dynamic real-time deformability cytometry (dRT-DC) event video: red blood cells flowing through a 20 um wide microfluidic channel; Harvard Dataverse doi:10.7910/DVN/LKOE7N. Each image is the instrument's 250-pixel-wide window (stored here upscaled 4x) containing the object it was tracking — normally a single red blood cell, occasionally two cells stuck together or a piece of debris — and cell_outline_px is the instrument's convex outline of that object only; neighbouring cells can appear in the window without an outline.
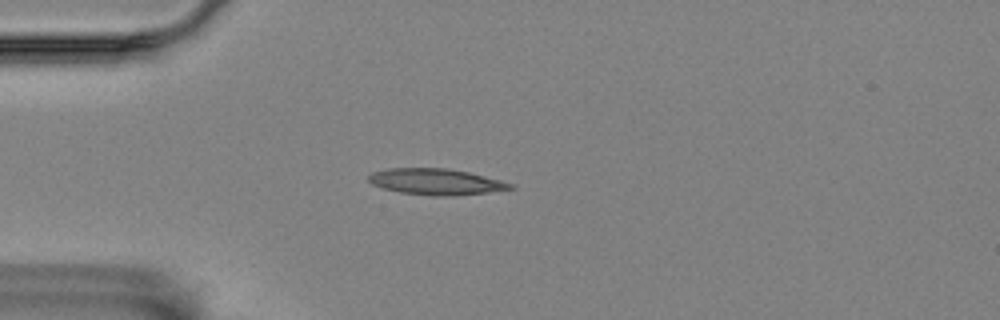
{"species": "Egyptian fruit bat (a non-hibernating species)", "species_latin": "Rousettus aegyptiacus", "temperature_condition": "room temperature", "stored_images_in_passage": 43, "camera_frame_rate_fps": 3000, "um_per_image_px": 0.085, "animal": {"sex": "female"}, "frame": {"image": 1, "passage_image": 1, "time_ms": 0.0, "image_size_px": [1000, 320], "cell_outline_px": [[516, 188], [452, 196], [436, 196], [400, 192], [384, 188], [372, 184], [368, 180], [368, 176], [372, 172], [388, 168], [448, 168], [468, 172], [516, 184]], "centroid_in_image_um": [37.06, 15.44], "position_along_channel_um": 47.9, "area_um2": 21.44}}
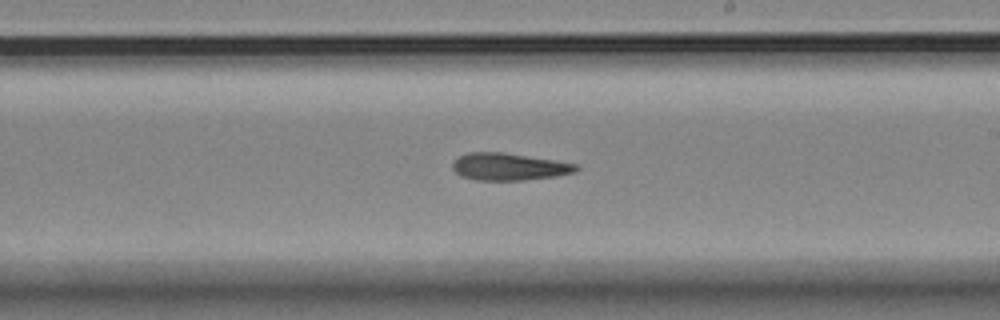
{"frame": {"image": 2, "passage_image": 19, "time_ms": 6.0, "image_size_px": [1000, 320], "cell_outline_px": [[580, 168], [572, 172], [552, 176], [524, 180], [476, 180], [460, 176], [452, 168], [452, 164], [460, 156], [468, 152], [504, 152], [576, 164]], "centroid_in_image_um": [43.2, 14.17], "position_along_channel_um": 245.8, "area_um2": 19.25}}
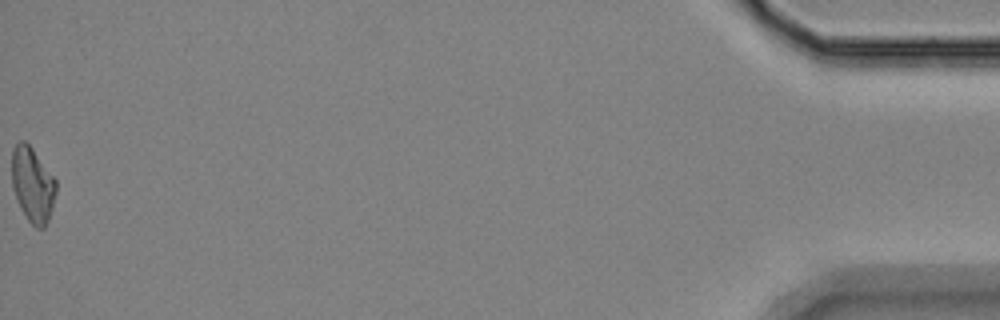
{"frame": {"image": 3, "passage_image": 43, "time_ms": 14.0, "image_size_px": [1000, 320], "cell_outline_px": [[56, 192], [52, 208], [48, 220], [44, 228], [36, 228], [28, 220], [20, 208], [12, 188], [12, 148], [20, 140], [24, 140], [32, 148], [56, 180]], "centroid_in_image_um": [2.76, 15.7], "position_along_channel_um": 432.4, "area_um2": 19.25}, "authors_computed_cell_mechanics": {"area_um2": 19.7098, "velocity_mm_per_s": 3.5242, "shape_relaxation_time_tau1_ms": null, "shape_relaxation_time_tau2_ms": 10.2171, "deformation_change_tau1": null, "deformation_change_tau2": 0.2234}}